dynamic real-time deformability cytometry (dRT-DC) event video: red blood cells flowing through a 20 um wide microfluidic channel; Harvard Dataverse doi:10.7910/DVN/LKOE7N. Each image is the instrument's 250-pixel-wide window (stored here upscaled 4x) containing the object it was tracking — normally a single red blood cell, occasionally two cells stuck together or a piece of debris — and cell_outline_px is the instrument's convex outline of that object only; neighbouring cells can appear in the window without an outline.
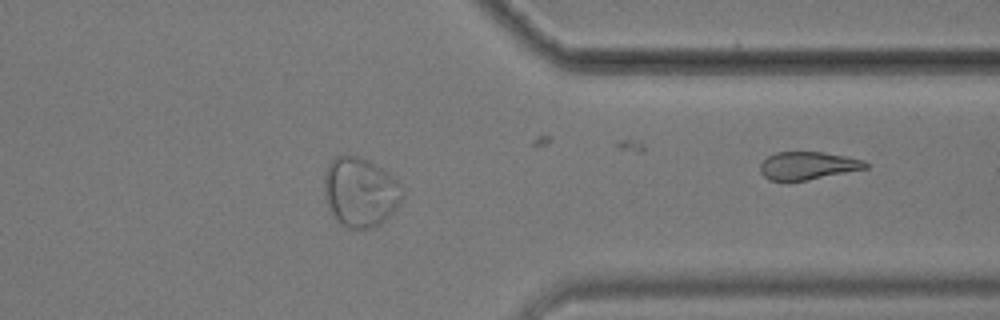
{"species": "common noctule bat (a hibernating species)", "species_latin": "Nyctalus noctula", "temperature_condition": "cold", "stored_images_in_passage": 43, "segment_of_instrument_passage": [2, 2], "camera_frame_rate_fps": 3000, "um_per_image_px": 0.085, "animal": {"sex": "male", "body_mass_g": 17.9}, "frame": {"image": 1, "passage_image": 43, "time_ms": 14.0, "image_size_px": [1000, 320], "cell_outline_px": [[868, 168], [788, 184], [768, 180], [760, 172], [760, 164], [768, 156], [776, 152], [824, 152], [864, 160], [868, 164]], "centroid_in_image_um": [68.61, 14.12], "position_along_channel_um": 342.8, "area_um2": 17.57}}